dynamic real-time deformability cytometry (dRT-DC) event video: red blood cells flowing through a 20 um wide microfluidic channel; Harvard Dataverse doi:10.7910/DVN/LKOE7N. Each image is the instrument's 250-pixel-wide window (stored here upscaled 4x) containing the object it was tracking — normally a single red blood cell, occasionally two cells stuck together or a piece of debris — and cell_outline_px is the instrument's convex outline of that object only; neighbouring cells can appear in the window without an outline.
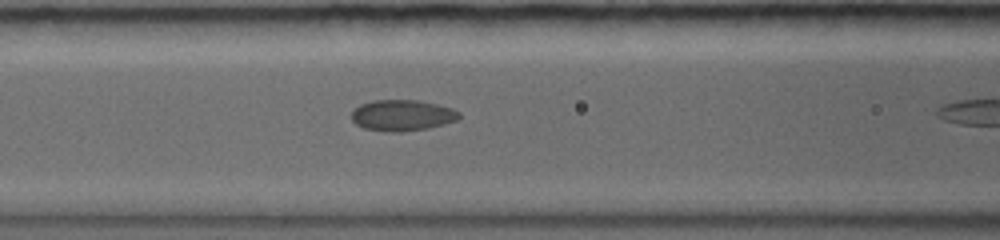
{"species": "common noctule bat (a hibernating species)", "species_latin": "Nyctalus noctula", "temperature_condition": "warm", "stored_images_in_passage": 5, "camera_frame_rate_fps": 5000, "um_per_image_px": 0.085, "animal": {"sex": "female", "body_mass_g": 19.0, "forearm_length_mm": 56.7}, "frame": {"image": 1, "passage_image": 4, "time_ms": 1.0, "image_size_px": [1000, 240], "cell_outline_px": [[460, 116], [456, 120], [444, 124], [428, 128], [400, 132], [388, 132], [364, 128], [356, 124], [352, 120], [352, 112], [360, 104], [372, 100], [420, 100], [452, 108], [460, 112]], "centroid_in_image_um": [34.19, 9.8], "position_along_channel_um": 132.4, "area_um2": 19.48}}